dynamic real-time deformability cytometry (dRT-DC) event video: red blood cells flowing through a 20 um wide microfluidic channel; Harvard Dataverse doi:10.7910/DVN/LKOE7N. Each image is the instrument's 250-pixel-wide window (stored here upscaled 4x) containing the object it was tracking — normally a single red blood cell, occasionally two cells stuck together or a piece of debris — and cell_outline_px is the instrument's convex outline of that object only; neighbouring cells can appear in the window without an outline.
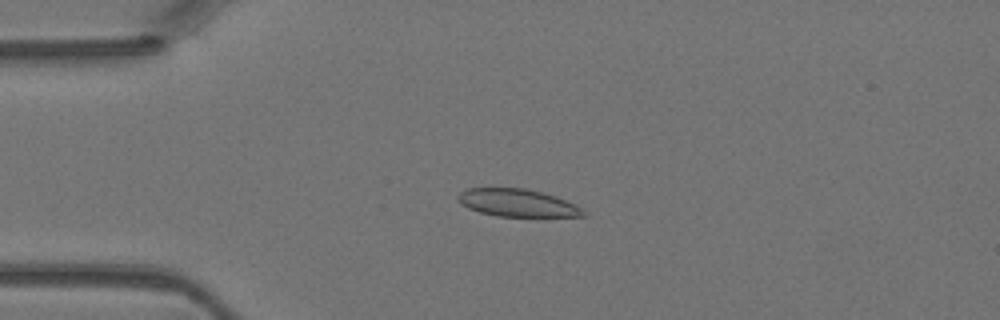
{"species": "Egyptian fruit bat (a non-hibernating species)", "species_latin": "Rousettus aegyptiacus", "temperature_condition": "warm", "stored_images_in_passage": 44, "camera_frame_rate_fps": 3000, "um_per_image_px": 0.085, "animal": {"sex": "female"}, "frame": {"image": 1, "passage_image": 10, "time_ms": 3.0, "image_size_px": [1000, 320], "cell_outline_px": [[588, 216], [496, 216], [480, 212], [468, 208], [460, 204], [456, 200], [456, 196], [460, 192], [468, 188], [524, 188], [556, 196], [576, 204], [588, 212]], "centroid_in_image_um": [43.98, 17.24], "position_along_channel_um": 41.0, "area_um2": 20.29}}
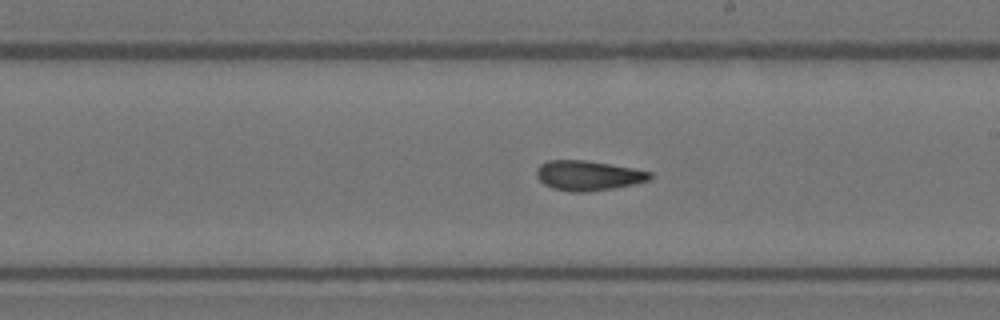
{"frame": {"image": 2, "passage_image": 25, "time_ms": 8.0, "image_size_px": [1000, 320], "cell_outline_px": [[652, 176], [648, 180], [632, 184], [612, 188], [588, 192], [572, 192], [552, 188], [544, 184], [536, 176], [536, 168], [540, 164], [548, 160], [584, 160], [632, 168], [652, 172]], "centroid_in_image_um": [49.94, 14.92], "position_along_channel_um": 239.1, "area_um2": 19.59}}
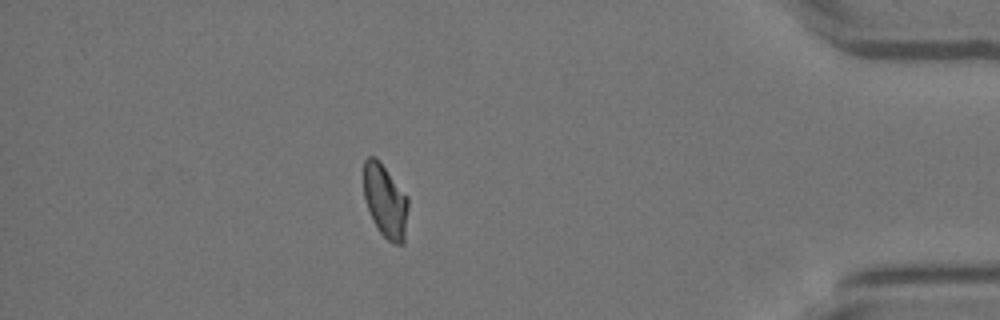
{"frame": {"image": 3, "passage_image": 39, "time_ms": 12.667, "image_size_px": [1000, 320], "cell_outline_px": [[408, 208], [404, 244], [396, 244], [388, 240], [380, 232], [372, 220], [364, 196], [364, 160], [368, 156], [376, 156], [380, 160], [408, 196]], "centroid_in_image_um": [32.76, 17.05], "position_along_channel_um": 402.4, "area_um2": 19.19}}